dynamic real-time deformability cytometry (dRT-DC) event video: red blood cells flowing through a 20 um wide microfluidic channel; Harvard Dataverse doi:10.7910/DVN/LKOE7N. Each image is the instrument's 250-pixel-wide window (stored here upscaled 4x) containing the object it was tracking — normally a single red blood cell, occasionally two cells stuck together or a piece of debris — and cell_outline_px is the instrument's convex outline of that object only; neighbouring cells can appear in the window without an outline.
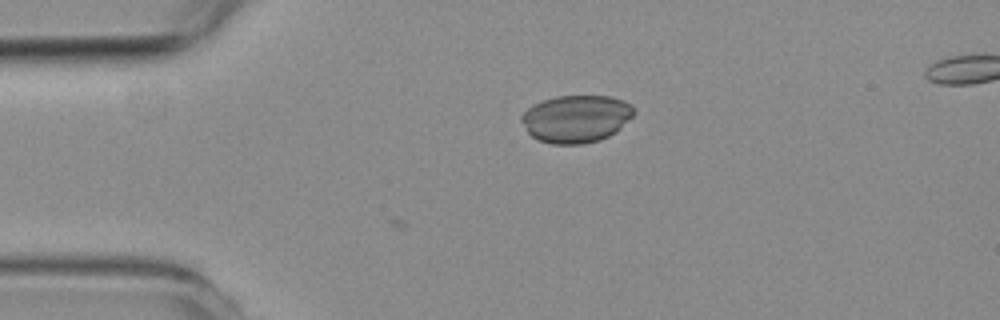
{"species": "common noctule bat (a hibernating species)", "species_latin": "Nyctalus noctula", "temperature_condition": "room temperature", "stored_images_in_passage": 5, "camera_frame_rate_fps": 3000, "um_per_image_px": 0.085, "animal": {"sex": "female", "body_mass_g": 19.3, "forearm_length_mm": 54.1}, "frame": {"image": 1, "passage_image": 5, "time_ms": 1.333, "image_size_px": [1000, 320], "cell_outline_px": [[636, 112], [616, 132], [600, 140], [584, 144], [552, 144], [540, 140], [532, 136], [528, 132], [520, 120], [520, 116], [532, 104], [556, 96], [612, 96], [624, 100], [632, 104], [636, 108]], "centroid_in_image_um": [49.0, 10.08], "position_along_channel_um": 36.0, "area_um2": 31.33}}